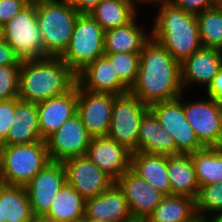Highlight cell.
<instances>
[{
	"label": "cell",
	"instance_id": "74e56055",
	"mask_svg": "<svg viewBox=\"0 0 222 222\" xmlns=\"http://www.w3.org/2000/svg\"><path fill=\"white\" fill-rule=\"evenodd\" d=\"M5 65H21V60L12 47L3 40L0 42V66Z\"/></svg>",
	"mask_w": 222,
	"mask_h": 222
},
{
	"label": "cell",
	"instance_id": "52a82bcc",
	"mask_svg": "<svg viewBox=\"0 0 222 222\" xmlns=\"http://www.w3.org/2000/svg\"><path fill=\"white\" fill-rule=\"evenodd\" d=\"M3 31L4 40L21 61L46 57L33 0L3 25Z\"/></svg>",
	"mask_w": 222,
	"mask_h": 222
},
{
	"label": "cell",
	"instance_id": "681fc988",
	"mask_svg": "<svg viewBox=\"0 0 222 222\" xmlns=\"http://www.w3.org/2000/svg\"><path fill=\"white\" fill-rule=\"evenodd\" d=\"M141 2H143L144 4H146L145 2H148L150 0H140Z\"/></svg>",
	"mask_w": 222,
	"mask_h": 222
},
{
	"label": "cell",
	"instance_id": "e575fe53",
	"mask_svg": "<svg viewBox=\"0 0 222 222\" xmlns=\"http://www.w3.org/2000/svg\"><path fill=\"white\" fill-rule=\"evenodd\" d=\"M15 117V98L6 101H0V146L5 143L11 122Z\"/></svg>",
	"mask_w": 222,
	"mask_h": 222
},
{
	"label": "cell",
	"instance_id": "7402d4cb",
	"mask_svg": "<svg viewBox=\"0 0 222 222\" xmlns=\"http://www.w3.org/2000/svg\"><path fill=\"white\" fill-rule=\"evenodd\" d=\"M130 168L163 194L172 195L168 177V155L131 152Z\"/></svg>",
	"mask_w": 222,
	"mask_h": 222
},
{
	"label": "cell",
	"instance_id": "5bb4252c",
	"mask_svg": "<svg viewBox=\"0 0 222 222\" xmlns=\"http://www.w3.org/2000/svg\"><path fill=\"white\" fill-rule=\"evenodd\" d=\"M63 164L67 183L84 199L102 194L115 182L99 169L87 155L69 158Z\"/></svg>",
	"mask_w": 222,
	"mask_h": 222
},
{
	"label": "cell",
	"instance_id": "1f68e13d",
	"mask_svg": "<svg viewBox=\"0 0 222 222\" xmlns=\"http://www.w3.org/2000/svg\"><path fill=\"white\" fill-rule=\"evenodd\" d=\"M140 53H105L118 79L130 90L135 84L139 71Z\"/></svg>",
	"mask_w": 222,
	"mask_h": 222
},
{
	"label": "cell",
	"instance_id": "44dd1931",
	"mask_svg": "<svg viewBox=\"0 0 222 222\" xmlns=\"http://www.w3.org/2000/svg\"><path fill=\"white\" fill-rule=\"evenodd\" d=\"M3 145L44 141L40 135L37 103L15 98V117Z\"/></svg>",
	"mask_w": 222,
	"mask_h": 222
},
{
	"label": "cell",
	"instance_id": "9a60e30c",
	"mask_svg": "<svg viewBox=\"0 0 222 222\" xmlns=\"http://www.w3.org/2000/svg\"><path fill=\"white\" fill-rule=\"evenodd\" d=\"M115 182L124 192L130 214L134 216L148 217L166 196L142 179L131 168Z\"/></svg>",
	"mask_w": 222,
	"mask_h": 222
},
{
	"label": "cell",
	"instance_id": "f1b7e54d",
	"mask_svg": "<svg viewBox=\"0 0 222 222\" xmlns=\"http://www.w3.org/2000/svg\"><path fill=\"white\" fill-rule=\"evenodd\" d=\"M1 212L5 222H31L33 213L25 186L1 185Z\"/></svg>",
	"mask_w": 222,
	"mask_h": 222
},
{
	"label": "cell",
	"instance_id": "7c38bea8",
	"mask_svg": "<svg viewBox=\"0 0 222 222\" xmlns=\"http://www.w3.org/2000/svg\"><path fill=\"white\" fill-rule=\"evenodd\" d=\"M115 96L91 92L77 84V114L91 137L107 136Z\"/></svg>",
	"mask_w": 222,
	"mask_h": 222
},
{
	"label": "cell",
	"instance_id": "d6a6232c",
	"mask_svg": "<svg viewBox=\"0 0 222 222\" xmlns=\"http://www.w3.org/2000/svg\"><path fill=\"white\" fill-rule=\"evenodd\" d=\"M196 203V212L199 220H206L212 214L222 212V183H215L200 187ZM208 214H205V213Z\"/></svg>",
	"mask_w": 222,
	"mask_h": 222
},
{
	"label": "cell",
	"instance_id": "7bdbcfd3",
	"mask_svg": "<svg viewBox=\"0 0 222 222\" xmlns=\"http://www.w3.org/2000/svg\"><path fill=\"white\" fill-rule=\"evenodd\" d=\"M213 217H209L206 219V222H222V212L221 213H217L216 215L213 214Z\"/></svg>",
	"mask_w": 222,
	"mask_h": 222
},
{
	"label": "cell",
	"instance_id": "3957f363",
	"mask_svg": "<svg viewBox=\"0 0 222 222\" xmlns=\"http://www.w3.org/2000/svg\"><path fill=\"white\" fill-rule=\"evenodd\" d=\"M156 2V3H155ZM159 3L151 38L160 43L180 64L202 48L196 15L176 7L169 0H150Z\"/></svg>",
	"mask_w": 222,
	"mask_h": 222
},
{
	"label": "cell",
	"instance_id": "ffe728a7",
	"mask_svg": "<svg viewBox=\"0 0 222 222\" xmlns=\"http://www.w3.org/2000/svg\"><path fill=\"white\" fill-rule=\"evenodd\" d=\"M77 84L91 92L111 93L115 95L129 92L118 79L111 62L102 56L81 70L77 75Z\"/></svg>",
	"mask_w": 222,
	"mask_h": 222
},
{
	"label": "cell",
	"instance_id": "836d02e7",
	"mask_svg": "<svg viewBox=\"0 0 222 222\" xmlns=\"http://www.w3.org/2000/svg\"><path fill=\"white\" fill-rule=\"evenodd\" d=\"M21 65L0 66V101L18 98Z\"/></svg>",
	"mask_w": 222,
	"mask_h": 222
},
{
	"label": "cell",
	"instance_id": "8fae6325",
	"mask_svg": "<svg viewBox=\"0 0 222 222\" xmlns=\"http://www.w3.org/2000/svg\"><path fill=\"white\" fill-rule=\"evenodd\" d=\"M185 116L204 147H222L221 106L212 97L183 103Z\"/></svg>",
	"mask_w": 222,
	"mask_h": 222
},
{
	"label": "cell",
	"instance_id": "83f0119b",
	"mask_svg": "<svg viewBox=\"0 0 222 222\" xmlns=\"http://www.w3.org/2000/svg\"><path fill=\"white\" fill-rule=\"evenodd\" d=\"M149 222H197L195 199L182 195H167L148 216Z\"/></svg>",
	"mask_w": 222,
	"mask_h": 222
},
{
	"label": "cell",
	"instance_id": "ab89813d",
	"mask_svg": "<svg viewBox=\"0 0 222 222\" xmlns=\"http://www.w3.org/2000/svg\"><path fill=\"white\" fill-rule=\"evenodd\" d=\"M74 4L79 13H89L101 0H66Z\"/></svg>",
	"mask_w": 222,
	"mask_h": 222
},
{
	"label": "cell",
	"instance_id": "ba28073f",
	"mask_svg": "<svg viewBox=\"0 0 222 222\" xmlns=\"http://www.w3.org/2000/svg\"><path fill=\"white\" fill-rule=\"evenodd\" d=\"M148 110L149 106L130 91L116 95L107 137L131 152H138L140 122Z\"/></svg>",
	"mask_w": 222,
	"mask_h": 222
},
{
	"label": "cell",
	"instance_id": "f907efd6",
	"mask_svg": "<svg viewBox=\"0 0 222 222\" xmlns=\"http://www.w3.org/2000/svg\"><path fill=\"white\" fill-rule=\"evenodd\" d=\"M197 222H206V220H198Z\"/></svg>",
	"mask_w": 222,
	"mask_h": 222
},
{
	"label": "cell",
	"instance_id": "4fadbf2b",
	"mask_svg": "<svg viewBox=\"0 0 222 222\" xmlns=\"http://www.w3.org/2000/svg\"><path fill=\"white\" fill-rule=\"evenodd\" d=\"M66 182L63 162L50 161L25 185L34 216L44 215L49 210Z\"/></svg>",
	"mask_w": 222,
	"mask_h": 222
},
{
	"label": "cell",
	"instance_id": "b9f144b4",
	"mask_svg": "<svg viewBox=\"0 0 222 222\" xmlns=\"http://www.w3.org/2000/svg\"><path fill=\"white\" fill-rule=\"evenodd\" d=\"M31 222H55V221L44 215H37V216H33V219Z\"/></svg>",
	"mask_w": 222,
	"mask_h": 222
},
{
	"label": "cell",
	"instance_id": "bcb514c9",
	"mask_svg": "<svg viewBox=\"0 0 222 222\" xmlns=\"http://www.w3.org/2000/svg\"><path fill=\"white\" fill-rule=\"evenodd\" d=\"M0 222H5V219L2 218V212H1V186H0Z\"/></svg>",
	"mask_w": 222,
	"mask_h": 222
},
{
	"label": "cell",
	"instance_id": "ac0fdd59",
	"mask_svg": "<svg viewBox=\"0 0 222 222\" xmlns=\"http://www.w3.org/2000/svg\"><path fill=\"white\" fill-rule=\"evenodd\" d=\"M180 68L183 89L186 85L196 83L204 84L207 89L222 68V51L202 47L185 59L180 64Z\"/></svg>",
	"mask_w": 222,
	"mask_h": 222
},
{
	"label": "cell",
	"instance_id": "2e32d148",
	"mask_svg": "<svg viewBox=\"0 0 222 222\" xmlns=\"http://www.w3.org/2000/svg\"><path fill=\"white\" fill-rule=\"evenodd\" d=\"M86 155L114 181L126 172L131 164V151L107 136L91 137Z\"/></svg>",
	"mask_w": 222,
	"mask_h": 222
},
{
	"label": "cell",
	"instance_id": "4dcf8cb0",
	"mask_svg": "<svg viewBox=\"0 0 222 222\" xmlns=\"http://www.w3.org/2000/svg\"><path fill=\"white\" fill-rule=\"evenodd\" d=\"M196 17L202 47L222 51V7L218 4Z\"/></svg>",
	"mask_w": 222,
	"mask_h": 222
},
{
	"label": "cell",
	"instance_id": "4316f807",
	"mask_svg": "<svg viewBox=\"0 0 222 222\" xmlns=\"http://www.w3.org/2000/svg\"><path fill=\"white\" fill-rule=\"evenodd\" d=\"M44 216L55 222H81L85 216V199L66 182Z\"/></svg>",
	"mask_w": 222,
	"mask_h": 222
},
{
	"label": "cell",
	"instance_id": "30bf717a",
	"mask_svg": "<svg viewBox=\"0 0 222 222\" xmlns=\"http://www.w3.org/2000/svg\"><path fill=\"white\" fill-rule=\"evenodd\" d=\"M90 141L91 136L77 113L45 140L50 160L58 162L86 155Z\"/></svg>",
	"mask_w": 222,
	"mask_h": 222
},
{
	"label": "cell",
	"instance_id": "cb8c5ba5",
	"mask_svg": "<svg viewBox=\"0 0 222 222\" xmlns=\"http://www.w3.org/2000/svg\"><path fill=\"white\" fill-rule=\"evenodd\" d=\"M168 177L172 195L188 196L197 199L200 186L190 154L168 156Z\"/></svg>",
	"mask_w": 222,
	"mask_h": 222
},
{
	"label": "cell",
	"instance_id": "f35d334b",
	"mask_svg": "<svg viewBox=\"0 0 222 222\" xmlns=\"http://www.w3.org/2000/svg\"><path fill=\"white\" fill-rule=\"evenodd\" d=\"M206 90L208 97H212L222 106V68Z\"/></svg>",
	"mask_w": 222,
	"mask_h": 222
},
{
	"label": "cell",
	"instance_id": "5b68a950",
	"mask_svg": "<svg viewBox=\"0 0 222 222\" xmlns=\"http://www.w3.org/2000/svg\"><path fill=\"white\" fill-rule=\"evenodd\" d=\"M50 157L45 141L0 146V178L3 184L25 186Z\"/></svg>",
	"mask_w": 222,
	"mask_h": 222
},
{
	"label": "cell",
	"instance_id": "8d00e7d4",
	"mask_svg": "<svg viewBox=\"0 0 222 222\" xmlns=\"http://www.w3.org/2000/svg\"><path fill=\"white\" fill-rule=\"evenodd\" d=\"M32 0H0V24H6Z\"/></svg>",
	"mask_w": 222,
	"mask_h": 222
},
{
	"label": "cell",
	"instance_id": "d590c367",
	"mask_svg": "<svg viewBox=\"0 0 222 222\" xmlns=\"http://www.w3.org/2000/svg\"><path fill=\"white\" fill-rule=\"evenodd\" d=\"M176 7L197 15L218 5V0H169Z\"/></svg>",
	"mask_w": 222,
	"mask_h": 222
},
{
	"label": "cell",
	"instance_id": "9c48e42d",
	"mask_svg": "<svg viewBox=\"0 0 222 222\" xmlns=\"http://www.w3.org/2000/svg\"><path fill=\"white\" fill-rule=\"evenodd\" d=\"M182 95L149 106L161 127L174 138L175 155L191 154L204 148L186 119Z\"/></svg>",
	"mask_w": 222,
	"mask_h": 222
},
{
	"label": "cell",
	"instance_id": "c3c4849f",
	"mask_svg": "<svg viewBox=\"0 0 222 222\" xmlns=\"http://www.w3.org/2000/svg\"><path fill=\"white\" fill-rule=\"evenodd\" d=\"M218 4L222 7V0H218Z\"/></svg>",
	"mask_w": 222,
	"mask_h": 222
},
{
	"label": "cell",
	"instance_id": "484cf974",
	"mask_svg": "<svg viewBox=\"0 0 222 222\" xmlns=\"http://www.w3.org/2000/svg\"><path fill=\"white\" fill-rule=\"evenodd\" d=\"M140 0H101L89 14L104 31L126 25L136 17Z\"/></svg>",
	"mask_w": 222,
	"mask_h": 222
},
{
	"label": "cell",
	"instance_id": "ee69618b",
	"mask_svg": "<svg viewBox=\"0 0 222 222\" xmlns=\"http://www.w3.org/2000/svg\"><path fill=\"white\" fill-rule=\"evenodd\" d=\"M81 222H101V221H97V220H94V219L84 216V218L81 220Z\"/></svg>",
	"mask_w": 222,
	"mask_h": 222
},
{
	"label": "cell",
	"instance_id": "f6af8a7d",
	"mask_svg": "<svg viewBox=\"0 0 222 222\" xmlns=\"http://www.w3.org/2000/svg\"><path fill=\"white\" fill-rule=\"evenodd\" d=\"M4 40V31H3V25L0 24V42Z\"/></svg>",
	"mask_w": 222,
	"mask_h": 222
},
{
	"label": "cell",
	"instance_id": "f546056e",
	"mask_svg": "<svg viewBox=\"0 0 222 222\" xmlns=\"http://www.w3.org/2000/svg\"><path fill=\"white\" fill-rule=\"evenodd\" d=\"M190 155L200 187L222 183V147H204Z\"/></svg>",
	"mask_w": 222,
	"mask_h": 222
},
{
	"label": "cell",
	"instance_id": "6da1fadb",
	"mask_svg": "<svg viewBox=\"0 0 222 222\" xmlns=\"http://www.w3.org/2000/svg\"><path fill=\"white\" fill-rule=\"evenodd\" d=\"M182 89L180 63L150 38L139 54L137 79L129 91L150 106L178 98L183 94Z\"/></svg>",
	"mask_w": 222,
	"mask_h": 222
},
{
	"label": "cell",
	"instance_id": "7a4b0ae2",
	"mask_svg": "<svg viewBox=\"0 0 222 222\" xmlns=\"http://www.w3.org/2000/svg\"><path fill=\"white\" fill-rule=\"evenodd\" d=\"M76 83V74L60 57L22 60L18 98L39 103L67 93Z\"/></svg>",
	"mask_w": 222,
	"mask_h": 222
},
{
	"label": "cell",
	"instance_id": "7dc6e473",
	"mask_svg": "<svg viewBox=\"0 0 222 222\" xmlns=\"http://www.w3.org/2000/svg\"><path fill=\"white\" fill-rule=\"evenodd\" d=\"M220 114H221V129H222V106H221Z\"/></svg>",
	"mask_w": 222,
	"mask_h": 222
},
{
	"label": "cell",
	"instance_id": "d6986e66",
	"mask_svg": "<svg viewBox=\"0 0 222 222\" xmlns=\"http://www.w3.org/2000/svg\"><path fill=\"white\" fill-rule=\"evenodd\" d=\"M130 211L122 189L114 182L102 194L85 199V216L101 222H123Z\"/></svg>",
	"mask_w": 222,
	"mask_h": 222
},
{
	"label": "cell",
	"instance_id": "60d3db41",
	"mask_svg": "<svg viewBox=\"0 0 222 222\" xmlns=\"http://www.w3.org/2000/svg\"><path fill=\"white\" fill-rule=\"evenodd\" d=\"M123 222H149V218L145 216H134L130 215Z\"/></svg>",
	"mask_w": 222,
	"mask_h": 222
},
{
	"label": "cell",
	"instance_id": "277c9868",
	"mask_svg": "<svg viewBox=\"0 0 222 222\" xmlns=\"http://www.w3.org/2000/svg\"><path fill=\"white\" fill-rule=\"evenodd\" d=\"M46 57H60L67 49L79 12L66 0H33Z\"/></svg>",
	"mask_w": 222,
	"mask_h": 222
},
{
	"label": "cell",
	"instance_id": "d4e9b609",
	"mask_svg": "<svg viewBox=\"0 0 222 222\" xmlns=\"http://www.w3.org/2000/svg\"><path fill=\"white\" fill-rule=\"evenodd\" d=\"M136 17L126 25L104 32L105 53H140L143 45L151 38L138 27Z\"/></svg>",
	"mask_w": 222,
	"mask_h": 222
},
{
	"label": "cell",
	"instance_id": "603a6c76",
	"mask_svg": "<svg viewBox=\"0 0 222 222\" xmlns=\"http://www.w3.org/2000/svg\"><path fill=\"white\" fill-rule=\"evenodd\" d=\"M138 151L175 155L174 138L161 127L159 120L150 109L143 115L140 122Z\"/></svg>",
	"mask_w": 222,
	"mask_h": 222
},
{
	"label": "cell",
	"instance_id": "e0dca14e",
	"mask_svg": "<svg viewBox=\"0 0 222 222\" xmlns=\"http://www.w3.org/2000/svg\"><path fill=\"white\" fill-rule=\"evenodd\" d=\"M40 135L45 141L77 113V83L67 93L37 103Z\"/></svg>",
	"mask_w": 222,
	"mask_h": 222
},
{
	"label": "cell",
	"instance_id": "8992f818",
	"mask_svg": "<svg viewBox=\"0 0 222 222\" xmlns=\"http://www.w3.org/2000/svg\"><path fill=\"white\" fill-rule=\"evenodd\" d=\"M104 32L89 13H80L77 17L69 45L60 56L76 75L104 56Z\"/></svg>",
	"mask_w": 222,
	"mask_h": 222
}]
</instances>
